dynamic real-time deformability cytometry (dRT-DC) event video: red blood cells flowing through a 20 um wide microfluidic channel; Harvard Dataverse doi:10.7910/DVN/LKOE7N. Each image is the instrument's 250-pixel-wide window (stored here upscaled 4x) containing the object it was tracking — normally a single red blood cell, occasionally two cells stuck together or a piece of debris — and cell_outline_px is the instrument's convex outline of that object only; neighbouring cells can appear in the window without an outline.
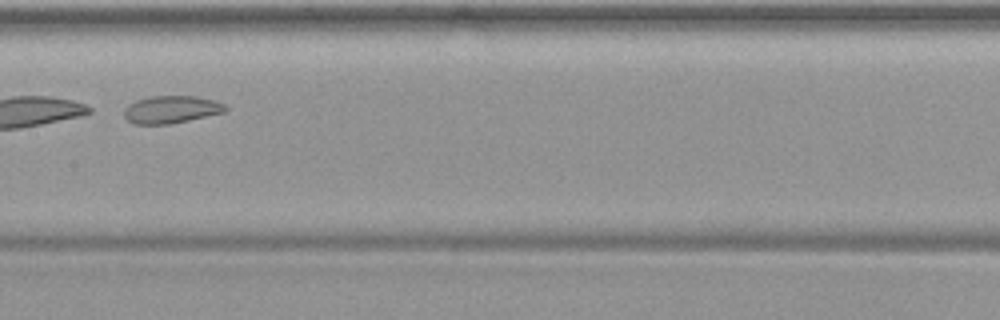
{"species": "common noctule bat (a hibernating species)", "species_latin": "Nyctalus noctula", "temperature_condition": "warm", "stored_images_in_passage": 42, "camera_frame_rate_fps": 3000, "um_per_image_px": 0.085, "animal": {"sex": "female", "body_mass_g": 19.9}, "frame": {"image": 1, "passage_image": 19, "time_ms": 6.0, "image_size_px": [1000, 320], "cell_outline_px": [[228, 112], [168, 124], [132, 124], [124, 116], [124, 108], [128, 104], [136, 100], [148, 96], [196, 96], [216, 100], [224, 104], [228, 108]], "centroid_in_image_um": [14.57, 9.3], "position_along_channel_um": 192.8, "area_um2": 16.47}}